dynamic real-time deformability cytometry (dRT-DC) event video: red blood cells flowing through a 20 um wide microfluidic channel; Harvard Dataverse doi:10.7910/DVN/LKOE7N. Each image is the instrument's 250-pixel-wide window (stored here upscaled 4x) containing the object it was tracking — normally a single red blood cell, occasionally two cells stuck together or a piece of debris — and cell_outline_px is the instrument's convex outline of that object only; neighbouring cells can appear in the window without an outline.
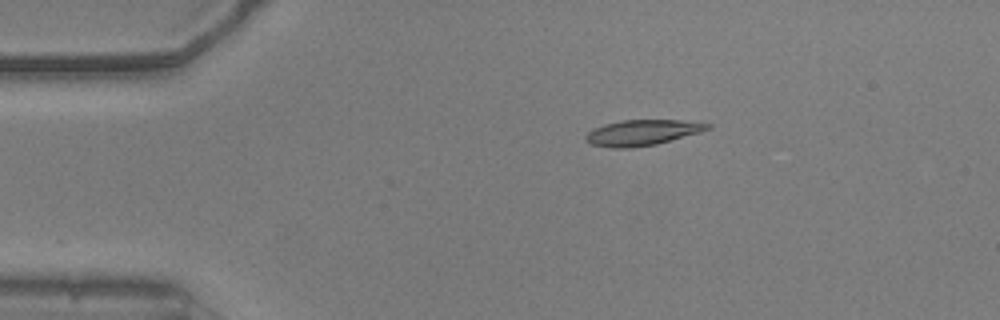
{"species": "common noctule bat (a hibernating species)", "species_latin": "Nyctalus noctula", "temperature_condition": "warm", "stored_images_in_passage": 44, "camera_frame_rate_fps": 3000, "um_per_image_px": 0.085, "animal": {"sex": "male", "body_mass_g": 20.5, "forearm_length_mm": 52.5}, "frame": {"image": 1, "passage_image": 1, "time_ms": 0.0, "image_size_px": [1000, 320], "cell_outline_px": [[712, 128], [700, 132], [656, 144], [632, 148], [612, 148], [592, 144], [584, 140], [584, 136], [592, 128], [604, 124], [624, 120], [680, 120], [712, 124]], "centroid_in_image_um": [54.56, 11.27], "position_along_channel_um": 30.4, "area_um2": 18.21}}
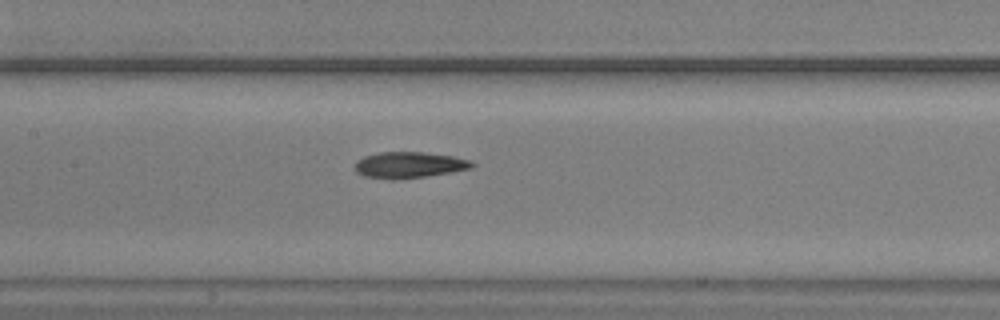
{"frame": {"image": 2, "passage_image": 16, "time_ms": 5.0, "image_size_px": [1000, 320], "cell_outline_px": [[476, 164], [472, 168], [452, 172], [428, 176], [396, 180], [392, 180], [364, 176], [356, 172], [352, 168], [356, 160], [364, 156], [380, 152], [424, 152], [452, 156], [472, 160]], "centroid_in_image_um": [34.75, 14.03], "position_along_channel_um": 172.6, "area_um2": 18.21}}
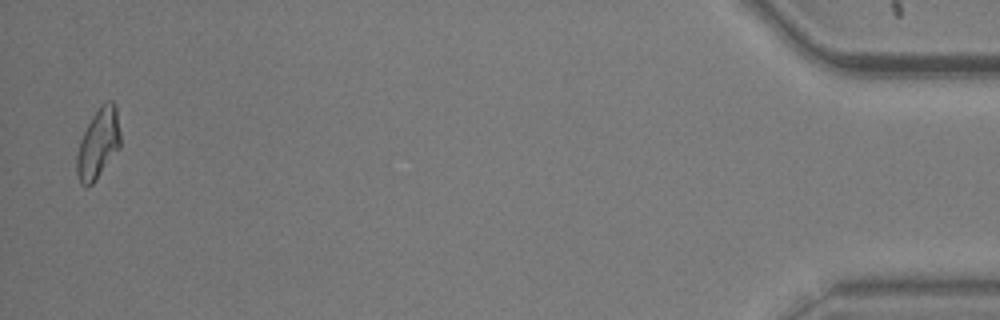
{"frame": {"image": 3, "passage_image": 43, "time_ms": 14.0, "image_size_px": [1000, 320], "cell_outline_px": [[120, 148], [96, 180], [88, 188], [80, 184], [76, 172], [76, 156], [80, 140], [92, 116], [100, 104], [104, 100], [112, 100], [116, 104], [120, 132]], "centroid_in_image_um": [8.35, 12.2], "position_along_channel_um": 426.8, "area_um2": 18.15}, "authors_computed_cell_mechanics": {"area_um2": 17.629, "velocity_mm_per_s": 3.8333, "shape_relaxation_time_tau1_ms": 4.4783, "shape_relaxation_time_tau2_ms": 2.8423, "deformation_change_tau1": 0.1392, "deformation_change_tau2": 0.0996}}